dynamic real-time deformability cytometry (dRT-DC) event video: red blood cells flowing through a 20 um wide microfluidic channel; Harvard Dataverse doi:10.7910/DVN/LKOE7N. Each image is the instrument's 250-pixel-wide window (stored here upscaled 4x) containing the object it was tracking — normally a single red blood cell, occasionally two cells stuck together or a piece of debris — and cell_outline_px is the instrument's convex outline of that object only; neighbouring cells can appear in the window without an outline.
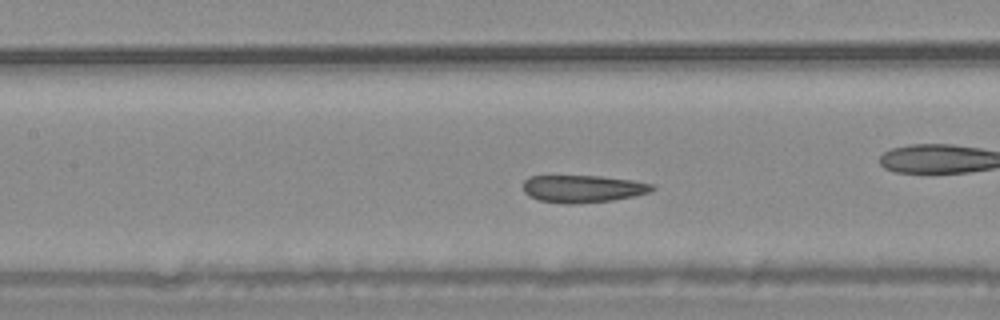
{"species": "common noctule bat (a hibernating species)", "species_latin": "Nyctalus noctula", "temperature_condition": "warm", "stored_images_in_passage": 44, "camera_frame_rate_fps": 3000, "um_per_image_px": 0.085, "animal": {"sex": "male", "body_mass_g": 20.4}, "frame": {"image": 1, "passage_image": 13, "time_ms": 4.0, "image_size_px": [1000, 320], "cell_outline_px": [[656, 188], [648, 192], [632, 196], [612, 200], [576, 204], [564, 204], [540, 200], [528, 196], [524, 192], [524, 180], [532, 176], [600, 176], [632, 180], [652, 184]], "centroid_in_image_um": [49.52, 16.04], "position_along_channel_um": 157.9, "area_um2": 20.46}}